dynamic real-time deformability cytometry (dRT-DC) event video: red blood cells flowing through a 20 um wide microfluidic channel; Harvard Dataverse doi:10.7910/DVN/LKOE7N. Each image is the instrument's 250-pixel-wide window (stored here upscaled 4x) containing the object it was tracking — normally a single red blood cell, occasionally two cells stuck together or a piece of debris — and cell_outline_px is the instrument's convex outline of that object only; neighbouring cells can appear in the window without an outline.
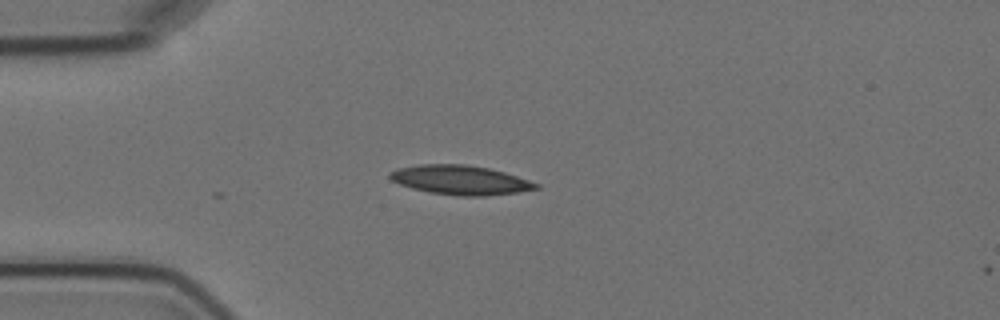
{"species": "Egyptian fruit bat (a non-hibernating species)", "species_latin": "Rousettus aegyptiacus", "temperature_condition": "cold", "stored_images_in_passage": 4, "camera_frame_rate_fps": 3000, "um_per_image_px": 0.085, "animal": {"sex": "female"}, "frame": {"image": 1, "passage_image": 3, "time_ms": 2.333, "image_size_px": [1000, 320], "cell_outline_px": [[540, 188], [516, 192], [484, 196], [456, 196], [432, 192], [412, 188], [400, 184], [392, 180], [388, 176], [388, 172], [396, 168], [420, 164], [468, 164], [488, 168], [504, 172], [540, 184]], "centroid_in_image_um": [39.1, 15.29], "position_along_channel_um": 45.9, "area_um2": 24.91}}